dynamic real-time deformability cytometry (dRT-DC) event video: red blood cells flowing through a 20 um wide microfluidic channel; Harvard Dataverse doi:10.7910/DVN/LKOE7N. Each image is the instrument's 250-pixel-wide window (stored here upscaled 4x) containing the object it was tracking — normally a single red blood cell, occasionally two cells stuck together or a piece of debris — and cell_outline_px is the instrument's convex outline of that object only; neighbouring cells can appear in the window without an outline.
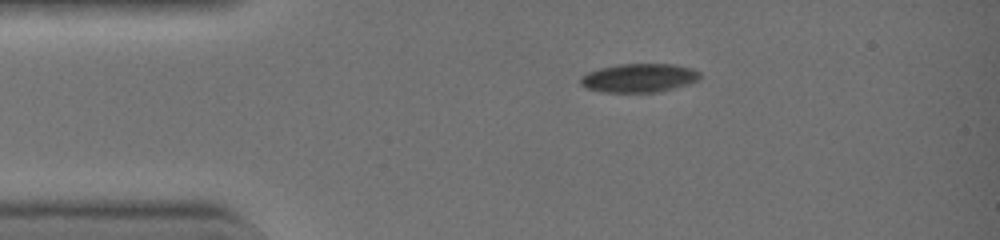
{"species": "common noctule bat (a hibernating species)", "species_latin": "Nyctalus noctula", "temperature_condition": "warm", "stored_images_in_passage": 27, "camera_frame_rate_fps": 3000, "um_per_image_px": 0.085, "animal": {"sex": "female", "body_mass_g": 19.0, "forearm_length_mm": 51.5}, "frame": {"image": 1, "passage_image": 1, "time_ms": 0.0, "image_size_px": [1000, 240], "cell_outline_px": [[700, 76], [696, 80], [672, 88], [652, 92], [608, 92], [588, 88], [580, 84], [580, 76], [588, 72], [600, 68], [620, 64], [676, 64], [692, 68], [700, 72]], "centroid_in_image_um": [54.29, 6.6], "position_along_channel_um": 30.7, "area_um2": 19.59}}
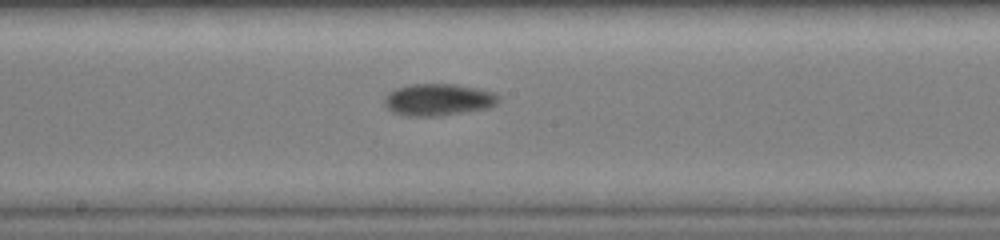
{"frame": {"image": 2, "passage_image": 16, "time_ms": 5.0, "image_size_px": [1000, 240], "cell_outline_px": [[500, 100], [496, 104], [484, 108], [436, 116], [408, 116], [392, 112], [384, 104], [384, 100], [396, 88], [408, 84], [456, 84], [496, 92], [500, 96]], "centroid_in_image_um": [37.27, 8.46], "position_along_channel_um": 210.9, "area_um2": 20.98}}
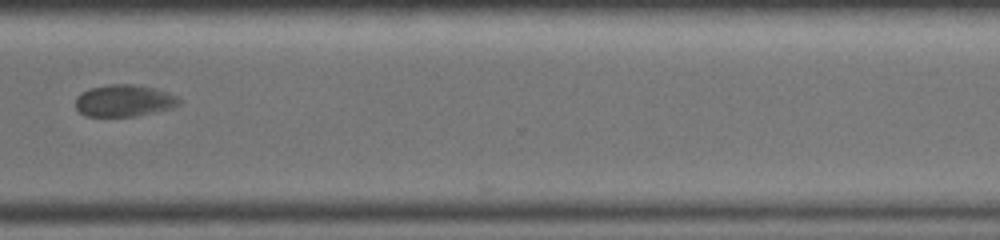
{"frame": {"image": 3, "passage_image": 26, "time_ms": 8.333, "image_size_px": [1000, 240], "cell_outline_px": [[180, 104], [172, 108], [136, 116], [88, 116], [80, 112], [76, 108], [76, 96], [80, 92], [92, 88], [108, 84], [132, 84], [156, 88], [168, 92], [176, 96], [180, 100]], "centroid_in_image_um": [10.55, 8.55], "position_along_channel_um": 360.0, "area_um2": 19.25}}